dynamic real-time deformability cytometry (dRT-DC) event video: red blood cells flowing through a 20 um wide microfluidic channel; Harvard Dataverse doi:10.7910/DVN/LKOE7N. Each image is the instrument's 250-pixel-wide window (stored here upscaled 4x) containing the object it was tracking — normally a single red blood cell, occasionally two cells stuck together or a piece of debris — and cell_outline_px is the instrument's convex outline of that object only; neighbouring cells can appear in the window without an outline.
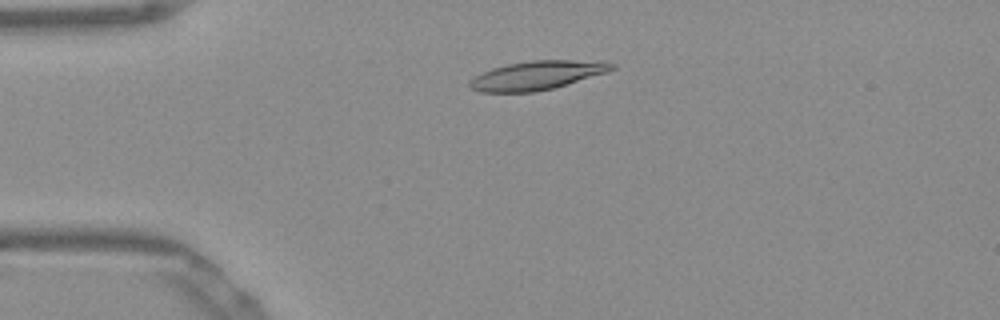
{"species": "Egyptian fruit bat (a non-hibernating species)", "species_latin": "Rousettus aegyptiacus", "temperature_condition": "warm", "stored_images_in_passage": 49, "camera_frame_rate_fps": 3000, "um_per_image_px": 0.085, "frame": {"image": 1, "passage_image": 9, "time_ms": 2.667, "image_size_px": [1000, 320], "cell_outline_px": [[616, 68], [608, 72], [552, 88], [536, 92], [480, 92], [472, 88], [468, 84], [476, 76], [492, 68], [508, 64], [532, 60], [604, 60], [616, 64]], "centroid_in_image_um": [45.73, 6.39], "position_along_channel_um": 39.3, "area_um2": 23.81}}
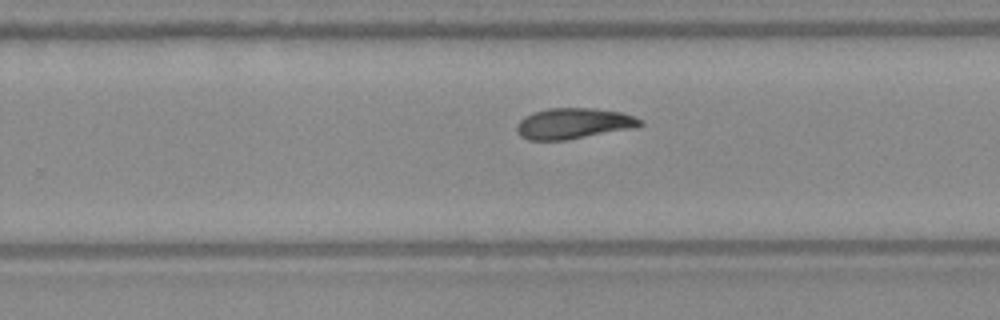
{"frame": {"image": 2, "passage_image": 30, "time_ms": 9.667, "image_size_px": [1000, 320], "cell_outline_px": [[644, 124], [632, 128], [568, 140], [528, 140], [520, 136], [516, 128], [516, 124], [524, 116], [532, 112], [548, 108], [596, 108], [620, 112], [644, 120]], "centroid_in_image_um": [48.72, 10.49], "position_along_channel_um": 281.1, "area_um2": 22.25}}
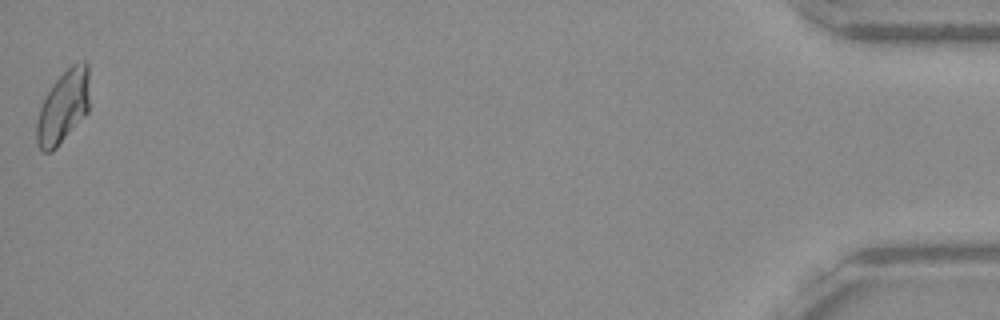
{"frame": {"image": 3, "passage_image": 49, "time_ms": 16.0, "image_size_px": [1000, 320], "cell_outline_px": [[88, 112], [56, 148], [52, 152], [44, 152], [36, 144], [36, 120], [40, 108], [52, 84], [72, 64], [84, 60], [88, 64]], "centroid_in_image_um": [5.36, 9.1], "position_along_channel_um": 429.8, "area_um2": 22.25}, "authors_computed_cell_mechanics": {"area_um2": 22.253, "velocity_mm_per_s": 3.8726, "shape_relaxation_time_tau1_ms": null, "shape_relaxation_time_tau2_ms": 7.4714, "deformation_change_tau1": null, "deformation_change_tau2": 0.1366}}